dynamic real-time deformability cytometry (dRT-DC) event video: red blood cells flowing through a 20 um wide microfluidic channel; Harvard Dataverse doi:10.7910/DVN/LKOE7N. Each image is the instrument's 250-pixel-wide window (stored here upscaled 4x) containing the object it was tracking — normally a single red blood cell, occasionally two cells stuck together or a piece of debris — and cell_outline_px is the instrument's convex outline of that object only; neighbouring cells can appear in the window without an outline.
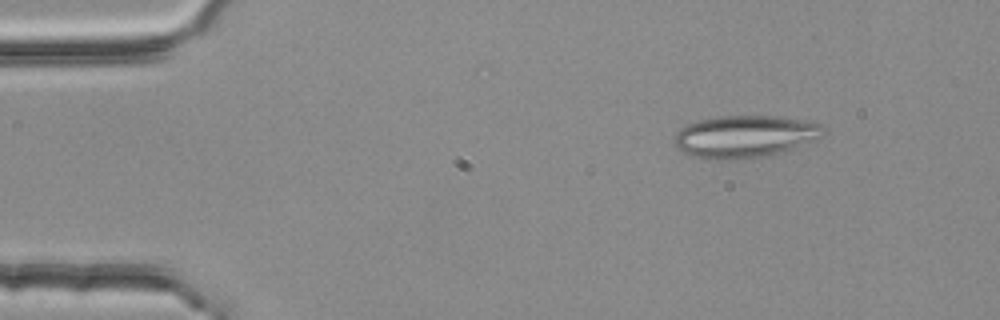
{"species": "common noctule bat (a hibernating species)", "species_latin": "Nyctalus noctula", "temperature_condition": "room temperature", "stored_images_in_passage": 4, "camera_frame_rate_fps": 3000, "um_per_image_px": 0.085, "animal": {"sex": "female", "body_mass_g": 25.1}, "frame": {"image": 1, "passage_image": 2, "time_ms": 0.333, "image_size_px": [1000, 320], "cell_outline_px": [[824, 136], [816, 140], [792, 148], [760, 156], [716, 160], [692, 156], [680, 152], [676, 148], [676, 132], [680, 128], [688, 124], [700, 120], [720, 116], [772, 116], [800, 120], [820, 124], [824, 128]], "centroid_in_image_um": [63.28, 11.59], "position_along_channel_um": 21.7, "area_um2": 36.01}}
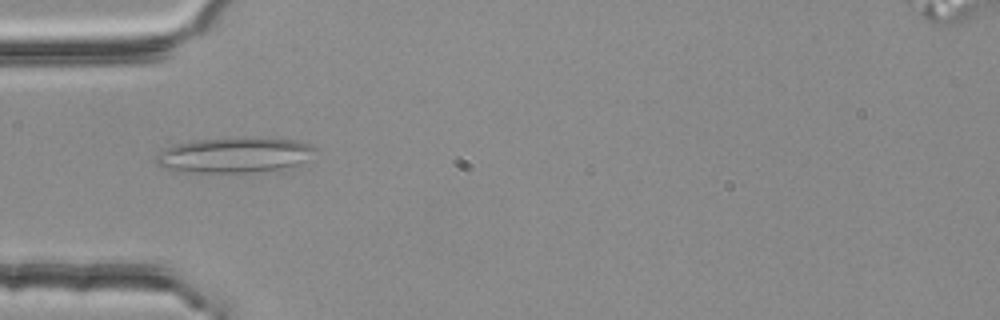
{"frame": {"image": 2, "passage_image": 4, "time_ms": 1.0, "image_size_px": [1000, 320], "cell_outline_px": [[316, 148], [308, 160], [296, 164], [280, 168], [248, 172], [180, 172], [164, 168], [156, 164], [156, 156], [164, 148], [176, 144], [196, 140], [248, 136], [252, 136], [296, 140], [312, 144]], "centroid_in_image_um": [19.91, 13.15], "position_along_channel_um": 65.1, "area_um2": 32.95}}